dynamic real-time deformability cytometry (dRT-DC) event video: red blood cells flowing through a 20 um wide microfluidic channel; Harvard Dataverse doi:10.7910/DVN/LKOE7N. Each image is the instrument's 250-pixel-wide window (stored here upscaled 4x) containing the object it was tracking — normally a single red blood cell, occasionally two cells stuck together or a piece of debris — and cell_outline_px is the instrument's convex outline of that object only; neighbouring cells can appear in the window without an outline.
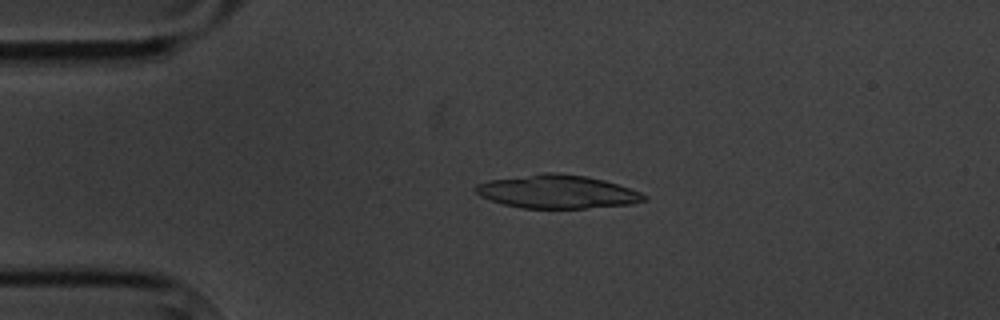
{"species": "common noctule bat (a hibernating species)", "species_latin": "Nyctalus noctula", "temperature_condition": "cold", "stored_images_in_passage": 4, "camera_frame_rate_fps": 3000, "um_per_image_px": 0.085, "animal": {"sex": "male", "body_mass_g": 20.1, "forearm_length_mm": 53.5}, "frame": {"image": 1, "passage_image": 3, "time_ms": 3.333, "image_size_px": [1000, 320], "cell_outline_px": [[648, 196], [644, 200], [632, 204], [584, 208], [520, 208], [504, 204], [480, 196], [476, 192], [476, 184], [488, 180], [544, 172], [560, 172], [588, 176], [604, 180], [640, 192]], "centroid_in_image_um": [47.36, 16.28], "position_along_channel_um": 37.6, "area_um2": 32.71}}